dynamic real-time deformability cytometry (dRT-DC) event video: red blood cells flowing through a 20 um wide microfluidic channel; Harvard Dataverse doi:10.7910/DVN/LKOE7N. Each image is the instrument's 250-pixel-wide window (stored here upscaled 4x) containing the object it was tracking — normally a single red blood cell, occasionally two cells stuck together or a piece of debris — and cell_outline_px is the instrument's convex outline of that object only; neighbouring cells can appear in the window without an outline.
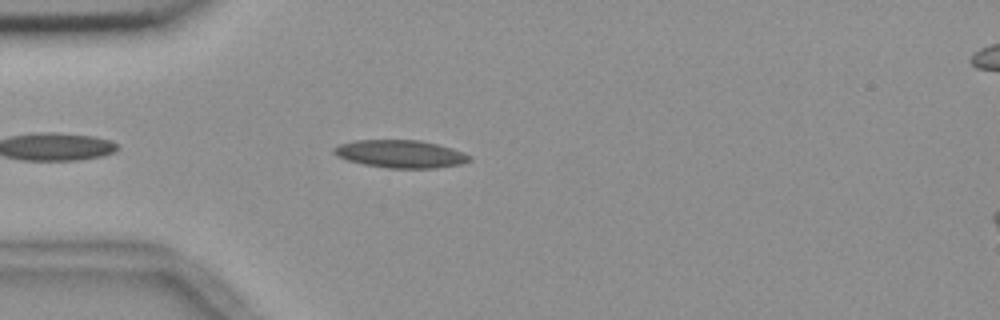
{"species": "common noctule bat (a hibernating species)", "species_latin": "Nyctalus noctula", "temperature_condition": "room temperature", "stored_images_in_passage": 12, "camera_frame_rate_fps": 3000, "um_per_image_px": 0.085, "animal": {"sex": "female", "body_mass_g": 18.4}, "frame": {"image": 1, "passage_image": 4, "time_ms": 1.0, "image_size_px": [1000, 320], "cell_outline_px": [[472, 160], [460, 164], [436, 168], [388, 168], [364, 164], [348, 160], [336, 156], [332, 152], [332, 148], [340, 144], [356, 140], [420, 140], [452, 148], [464, 152], [472, 156]], "centroid_in_image_um": [34.05, 13.08], "position_along_channel_um": 50.9, "area_um2": 21.96}}